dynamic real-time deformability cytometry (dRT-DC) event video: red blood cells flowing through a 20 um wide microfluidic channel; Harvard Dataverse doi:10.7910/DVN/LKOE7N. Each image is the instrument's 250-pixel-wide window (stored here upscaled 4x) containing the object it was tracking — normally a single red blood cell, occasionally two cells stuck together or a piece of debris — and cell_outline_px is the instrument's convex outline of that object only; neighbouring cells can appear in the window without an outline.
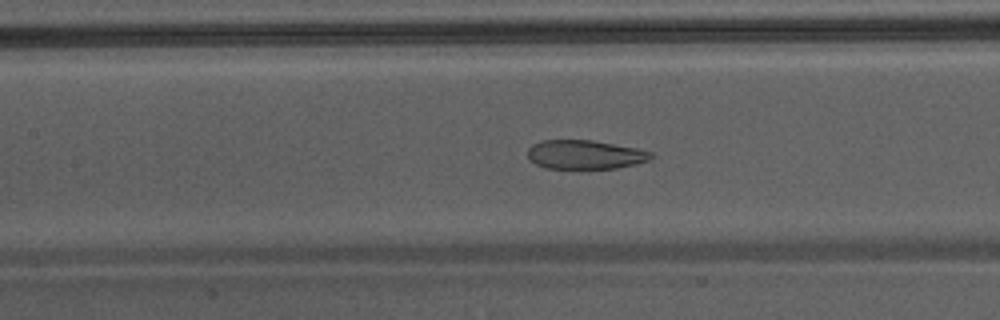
{"species": "Egyptian fruit bat (a non-hibernating species)", "species_latin": "Rousettus aegyptiacus", "temperature_condition": "warm", "stored_images_in_passage": 25, "camera_frame_rate_fps": 3000, "um_per_image_px": 0.085, "animal": {"sex": "male"}, "frame": {"image": 1, "passage_image": 8, "time_ms": 2.333, "image_size_px": [1000, 320], "cell_outline_px": [[652, 156], [648, 160], [636, 164], [616, 168], [544, 168], [536, 164], [528, 156], [528, 148], [532, 144], [540, 140], [592, 140], [636, 148], [652, 152]], "centroid_in_image_um": [49.7, 13.13], "position_along_channel_um": 157.7, "area_um2": 20.69}}
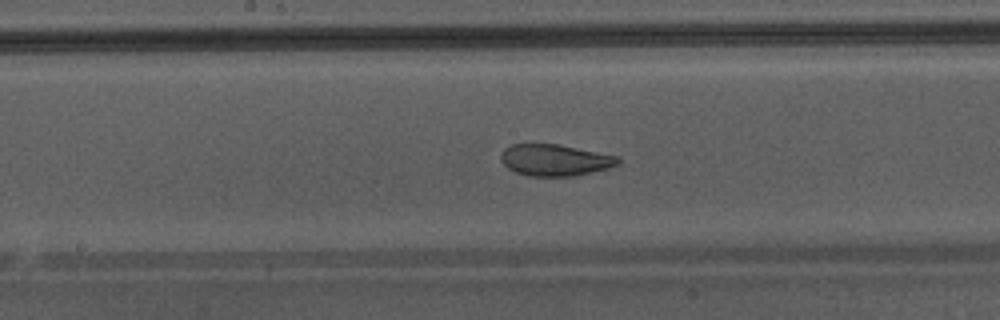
{"frame": {"image": 2, "passage_image": 11, "time_ms": 3.333, "image_size_px": [1000, 320], "cell_outline_px": [[620, 164], [608, 168], [576, 176], [528, 176], [516, 172], [508, 168], [500, 160], [500, 152], [504, 148], [512, 144], [560, 144], [620, 156]], "centroid_in_image_um": [47.19, 13.6], "position_along_channel_um": 201.0, "area_um2": 21.85}}
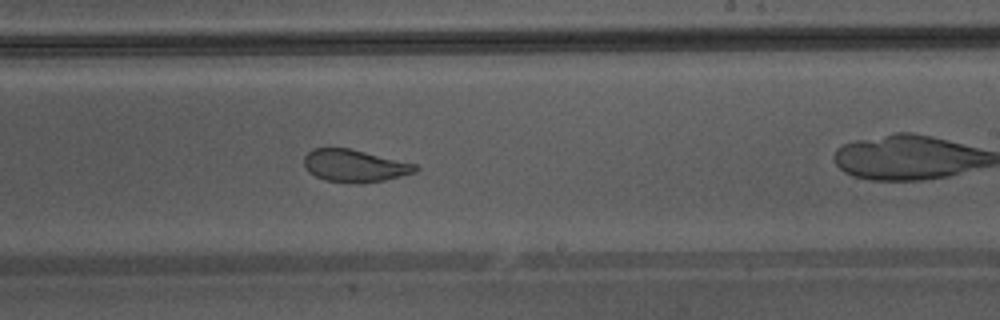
{"frame": {"image": 3, "passage_image": 15, "time_ms": 4.667, "image_size_px": [1000, 320], "cell_outline_px": [[420, 168], [416, 172], [384, 180], [360, 184], [324, 180], [308, 172], [304, 164], [304, 156], [312, 148], [348, 148], [416, 164]], "centroid_in_image_um": [30.13, 14.1], "position_along_channel_um": 258.9, "area_um2": 20.98}}